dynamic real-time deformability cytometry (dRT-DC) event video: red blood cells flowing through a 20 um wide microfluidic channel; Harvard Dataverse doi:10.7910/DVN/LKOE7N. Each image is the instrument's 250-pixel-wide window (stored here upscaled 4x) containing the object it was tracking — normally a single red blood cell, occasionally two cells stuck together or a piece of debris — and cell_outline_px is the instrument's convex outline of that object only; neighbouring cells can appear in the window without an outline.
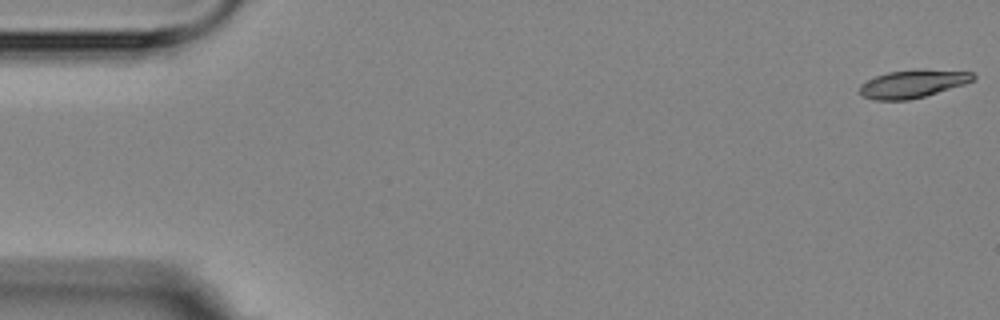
{"species": "Egyptian fruit bat (a non-hibernating species)", "species_latin": "Rousettus aegyptiacus", "temperature_condition": "room temperature", "stored_images_in_passage": 4, "camera_frame_rate_fps": 3000, "um_per_image_px": 0.085, "animal": {"sex": "female"}, "frame": {"image": 1, "passage_image": 1, "time_ms": 0.0, "image_size_px": [1000, 320], "cell_outline_px": [[976, 76], [972, 80], [964, 84], [924, 96], [908, 100], [876, 100], [864, 96], [860, 92], [860, 84], [876, 76], [888, 72], [920, 68], [924, 68], [972, 72]], "centroid_in_image_um": [77.6, 7.1], "position_along_channel_um": 7.4, "area_um2": 18.44}}